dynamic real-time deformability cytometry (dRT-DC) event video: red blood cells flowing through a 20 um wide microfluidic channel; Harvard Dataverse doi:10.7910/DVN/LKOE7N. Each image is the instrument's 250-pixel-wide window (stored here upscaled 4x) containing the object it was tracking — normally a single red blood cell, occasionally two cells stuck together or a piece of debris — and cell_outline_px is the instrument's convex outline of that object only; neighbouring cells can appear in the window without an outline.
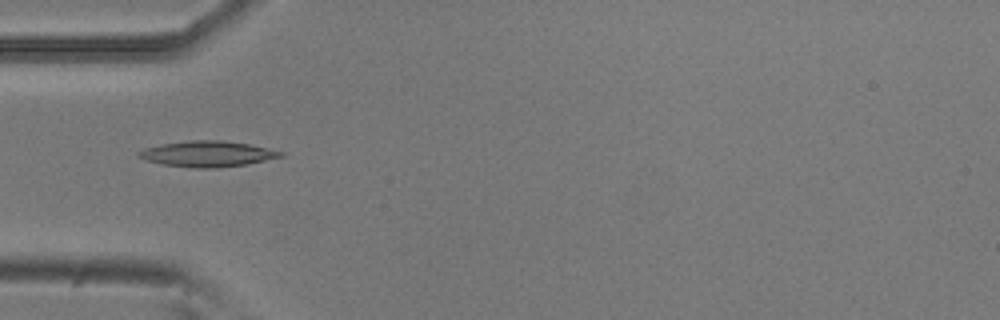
{"species": "common noctule bat (a hibernating species)", "species_latin": "Nyctalus noctula", "temperature_condition": "room temperature", "stored_images_in_passage": 34, "camera_frame_rate_fps": 3000, "um_per_image_px": 0.085, "animal": {"sex": "male", "body_mass_g": 20.5, "forearm_length_mm": 52.5}, "frame": {"image": 1, "passage_image": 1, "time_ms": 0.0, "image_size_px": [1000, 320], "cell_outline_px": [[284, 156], [248, 164], [216, 168], [196, 168], [164, 164], [144, 160], [136, 156], [136, 152], [144, 148], [160, 144], [188, 140], [220, 140], [248, 144], [284, 152]], "centroid_in_image_um": [17.59, 13.08], "position_along_channel_um": 67.4, "area_um2": 21.33}}
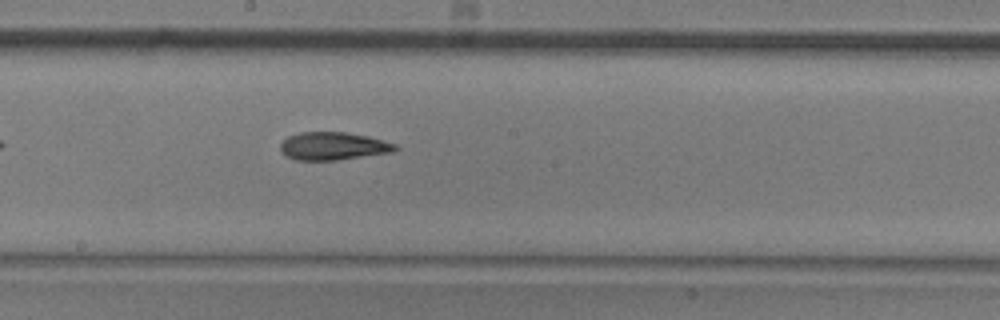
{"frame": {"image": 2, "passage_image": 13, "time_ms": 4.0, "image_size_px": [1000, 320], "cell_outline_px": [[400, 148], [392, 152], [336, 160], [296, 160], [284, 156], [280, 148], [280, 144], [288, 136], [300, 132], [344, 132], [368, 136], [396, 144]], "centroid_in_image_um": [28.3, 12.42], "position_along_channel_um": 219.9, "area_um2": 18.67}}
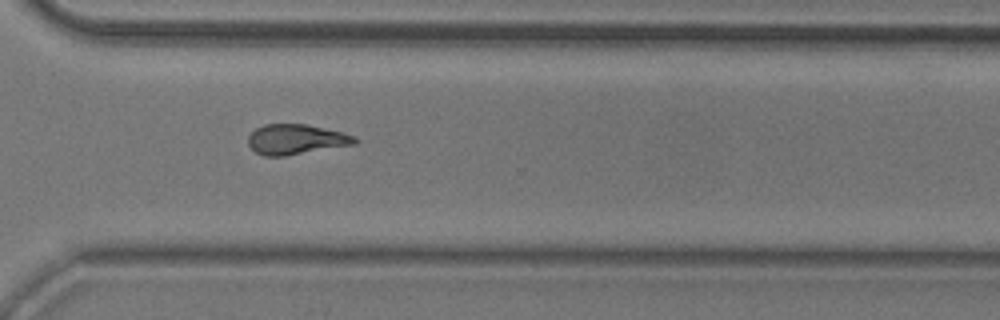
{"frame": {"image": 3, "passage_image": 23, "time_ms": 7.333, "image_size_px": [1000, 320], "cell_outline_px": [[360, 140], [356, 144], [284, 156], [264, 156], [256, 152], [248, 144], [248, 136], [256, 128], [264, 124], [308, 124], [344, 132], [356, 136]], "centroid_in_image_um": [25.2, 11.84], "position_along_channel_um": 345.4, "area_um2": 18.9}, "authors_computed_cell_mechanics": {"area_um2": 18.6405, "velocity_mm_per_s": 3.7777, "shape_relaxation_time_tau1_ms": 7.6357, "shape_relaxation_time_tau2_ms": 4.2618, "deformation_change_tau1": 0.1982, "deformation_change_tau2": 0.1274}}